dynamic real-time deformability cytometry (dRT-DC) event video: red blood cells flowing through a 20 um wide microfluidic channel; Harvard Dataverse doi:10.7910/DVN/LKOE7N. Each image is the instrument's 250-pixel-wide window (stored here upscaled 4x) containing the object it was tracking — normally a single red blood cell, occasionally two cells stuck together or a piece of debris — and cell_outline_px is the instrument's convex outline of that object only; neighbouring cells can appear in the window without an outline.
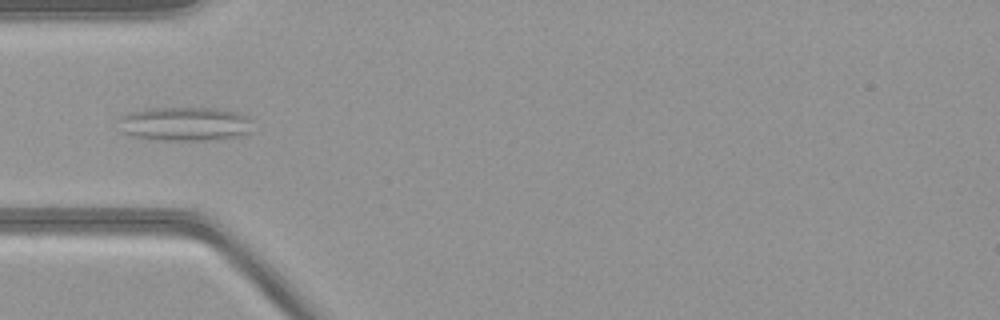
{"species": "common noctule bat (a hibernating species)", "species_latin": "Nyctalus noctula", "temperature_condition": "warm", "stored_images_in_passage": 52, "camera_frame_rate_fps": 3000, "um_per_image_px": 0.085, "animal": {"sex": "female", "body_mass_g": 21.9}, "frame": {"image": 1, "passage_image": 16, "time_ms": 5.0, "image_size_px": [1000, 320], "cell_outline_px": [[252, 132], [240, 136], [204, 140], [160, 140], [136, 136], [120, 132], [120, 116], [128, 112], [144, 108], [216, 108], [236, 112], [248, 116], [252, 120]], "centroid_in_image_um": [15.73, 10.52], "position_along_channel_um": 69.3, "area_um2": 26.76}}
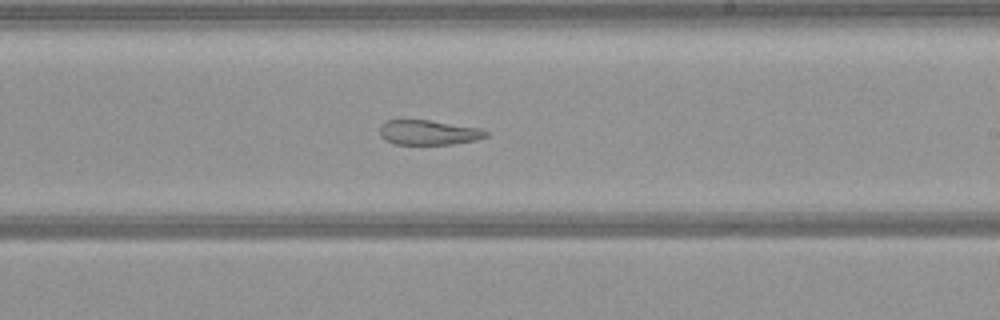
{"frame": {"image": 2, "passage_image": 30, "time_ms": 9.667, "image_size_px": [1000, 320], "cell_outline_px": [[488, 136], [476, 140], [452, 144], [392, 144], [384, 140], [380, 136], [380, 124], [384, 120], [428, 120], [480, 128], [488, 132]], "centroid_in_image_um": [36.39, 11.26], "position_along_channel_um": 252.6, "area_um2": 15.43}}
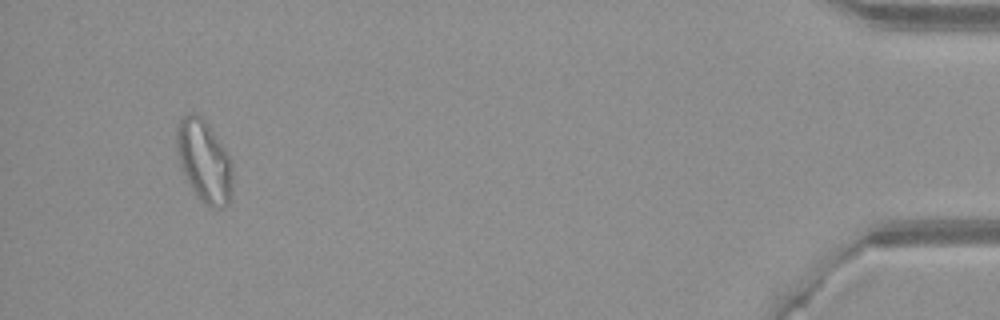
{"frame": {"image": 3, "passage_image": 49, "time_ms": 16.0, "image_size_px": [1000, 320], "cell_outline_px": [[232, 188], [228, 204], [220, 208], [208, 208], [200, 200], [184, 176], [180, 164], [176, 148], [176, 124], [184, 116], [192, 112], [196, 112], [208, 124], [232, 160]], "centroid_in_image_um": [17.34, 13.7], "position_along_channel_um": 417.9, "area_um2": 26.93}}